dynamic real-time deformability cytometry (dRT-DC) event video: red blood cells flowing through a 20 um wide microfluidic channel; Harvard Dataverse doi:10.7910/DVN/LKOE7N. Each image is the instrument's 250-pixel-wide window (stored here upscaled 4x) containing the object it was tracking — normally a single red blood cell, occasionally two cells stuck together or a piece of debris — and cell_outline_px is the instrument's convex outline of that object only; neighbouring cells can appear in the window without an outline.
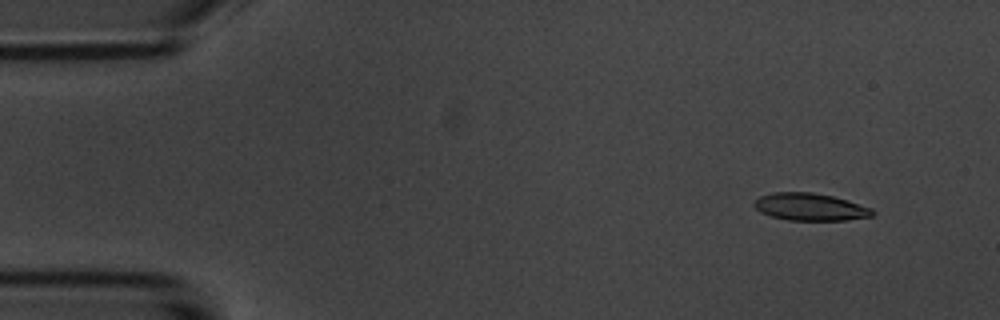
{"species": "common noctule bat (a hibernating species)", "species_latin": "Nyctalus noctula", "temperature_condition": "room temperature", "stored_images_in_passage": 6, "camera_frame_rate_fps": 3000, "um_per_image_px": 0.085, "animal": {"sex": "male", "body_mass_g": 20.1, "forearm_length_mm": 53.5}, "frame": {"image": 1, "passage_image": 2, "time_ms": 1.333, "image_size_px": [1000, 320], "cell_outline_px": [[876, 212], [872, 216], [844, 220], [788, 220], [772, 216], [760, 212], [752, 204], [760, 196], [772, 192], [812, 192], [832, 196], [848, 200], [872, 208]], "centroid_in_image_um": [68.87, 17.58], "position_along_channel_um": 16.1, "area_um2": 18.84}}
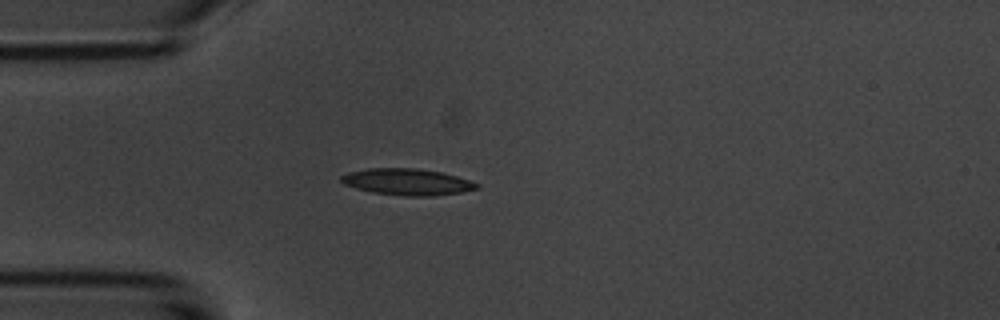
{"frame": {"image": 2, "passage_image": 5, "time_ms": 4.667, "image_size_px": [1000, 320], "cell_outline_px": [[480, 188], [460, 192], [436, 196], [404, 196], [372, 192], [356, 188], [344, 184], [340, 180], [340, 176], [348, 172], [368, 168], [416, 168], [440, 172], [456, 176], [480, 184]], "centroid_in_image_um": [34.6, 15.46], "position_along_channel_um": 50.4, "area_um2": 20.92}}